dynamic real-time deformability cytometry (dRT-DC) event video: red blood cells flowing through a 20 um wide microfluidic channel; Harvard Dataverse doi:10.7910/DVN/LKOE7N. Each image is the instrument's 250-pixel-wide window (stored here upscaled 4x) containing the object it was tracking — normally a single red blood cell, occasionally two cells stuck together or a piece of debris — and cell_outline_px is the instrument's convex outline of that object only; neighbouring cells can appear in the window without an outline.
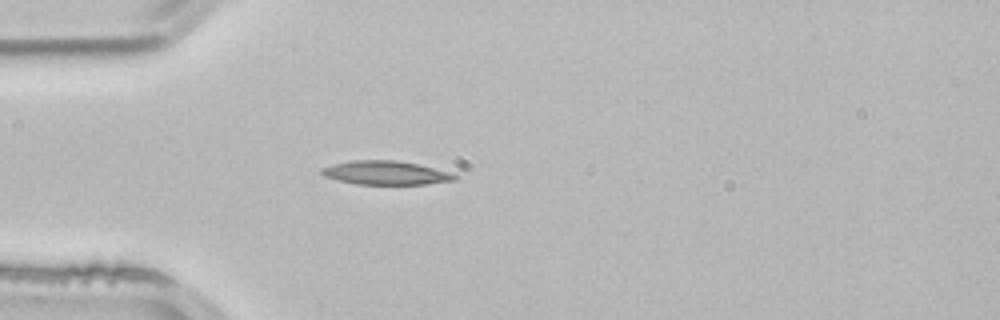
{"species": "common noctule bat (a hibernating species)", "species_latin": "Nyctalus noctula", "temperature_condition": "room temperature", "stored_images_in_passage": 1, "camera_frame_rate_fps": 3000, "um_per_image_px": 0.085, "animal": {"sex": "male", "body_mass_g": 21.5, "forearm_length_mm": 52.0}, "frame": {"image": 1, "passage_image": 1, "time_ms": 0.0, "image_size_px": [1000, 320], "cell_outline_px": [[460, 176], [456, 180], [428, 184], [356, 184], [336, 180], [324, 176], [320, 172], [320, 168], [352, 160], [396, 160], [416, 164], [448, 172]], "centroid_in_image_um": [32.77, 14.7], "position_along_channel_um": 52.2, "area_um2": 18.32}}